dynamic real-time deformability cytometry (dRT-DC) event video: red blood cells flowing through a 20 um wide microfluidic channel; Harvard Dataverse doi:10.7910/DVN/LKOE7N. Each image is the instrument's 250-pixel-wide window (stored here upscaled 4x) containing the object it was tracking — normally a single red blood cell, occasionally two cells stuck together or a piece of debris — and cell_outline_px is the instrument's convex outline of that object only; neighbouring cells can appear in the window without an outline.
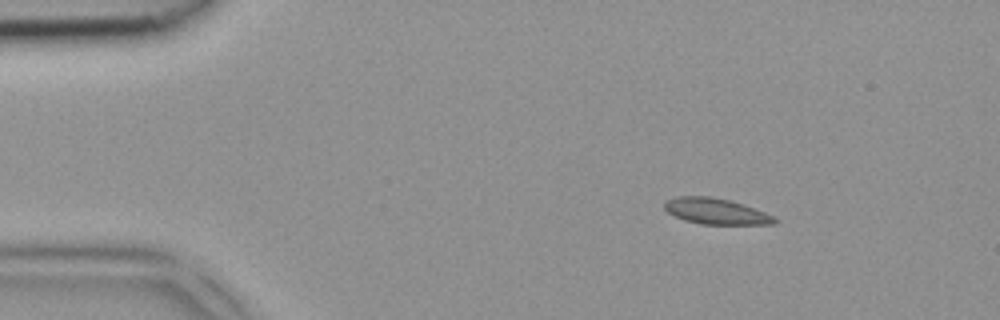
{"species": "common noctule bat (a hibernating species)", "species_latin": "Nyctalus noctula", "temperature_condition": "room temperature", "stored_images_in_passage": 41, "camera_frame_rate_fps": 3000, "um_per_image_px": 0.085, "animal": {"sex": "female", "body_mass_g": 18.4}, "frame": {"image": 1, "passage_image": 1, "time_ms": 0.0, "image_size_px": [1000, 320], "cell_outline_px": [[780, 220], [776, 224], [700, 224], [684, 220], [668, 212], [664, 208], [664, 200], [676, 196], [712, 196], [744, 204], [764, 212]], "centroid_in_image_um": [60.84, 17.95], "position_along_channel_um": 24.2, "area_um2": 16.7}}
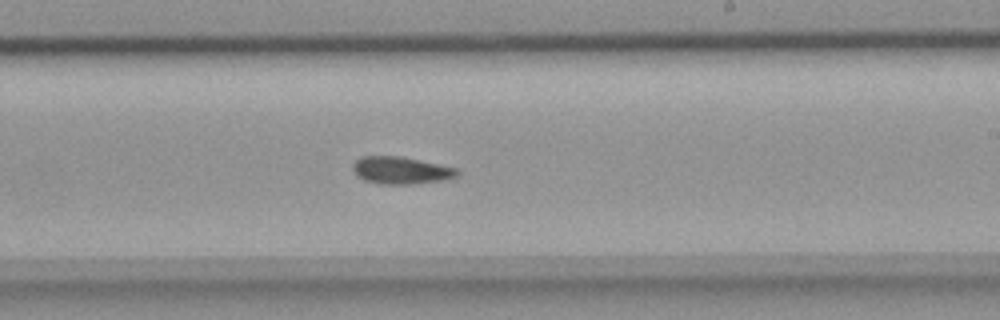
{"frame": {"image": 2, "passage_image": 22, "time_ms": 7.0, "image_size_px": [1000, 320], "cell_outline_px": [[460, 172], [456, 176], [444, 180], [412, 184], [380, 184], [364, 180], [356, 176], [352, 168], [352, 164], [360, 156], [400, 156], [460, 168]], "centroid_in_image_um": [34.08, 14.48], "position_along_channel_um": 254.9, "area_um2": 16.82}}
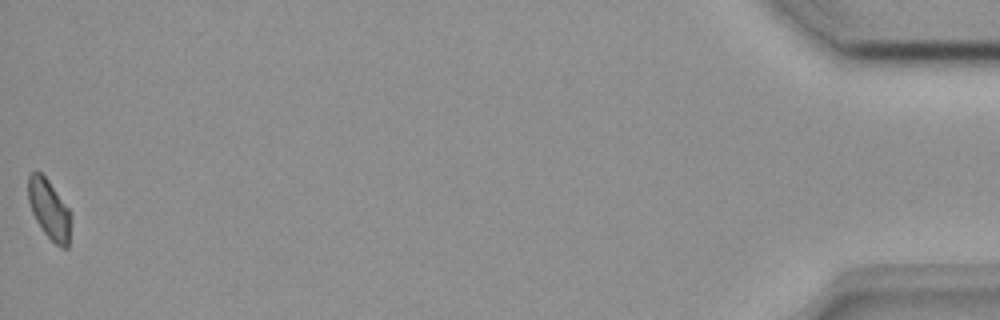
{"frame": {"image": 3, "passage_image": 41, "time_ms": 13.333, "image_size_px": [1000, 320], "cell_outline_px": [[72, 216], [68, 248], [60, 248], [44, 232], [36, 220], [32, 212], [28, 200], [28, 176], [32, 172], [40, 172], [48, 180], [68, 208]], "centroid_in_image_um": [4.19, 17.82], "position_along_channel_um": 431.0, "area_um2": 14.74}}